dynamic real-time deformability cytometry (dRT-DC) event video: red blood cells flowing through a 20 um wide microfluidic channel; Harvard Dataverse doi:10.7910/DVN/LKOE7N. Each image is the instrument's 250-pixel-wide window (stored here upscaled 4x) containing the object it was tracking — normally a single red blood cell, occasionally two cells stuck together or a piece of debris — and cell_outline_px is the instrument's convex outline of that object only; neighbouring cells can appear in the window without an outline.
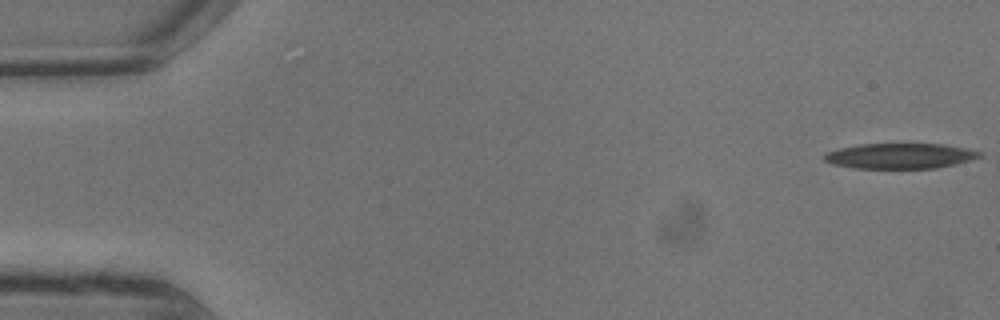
{"species": "common noctule bat (a hibernating species)", "species_latin": "Nyctalus noctula", "temperature_condition": "warm", "stored_images_in_passage": 7, "camera_frame_rate_fps": 3000, "um_per_image_px": 0.085, "animal": {"sex": "male", "body_mass_g": 13.3}, "frame": {"image": 1, "passage_image": 1, "time_ms": 0.0, "image_size_px": [1000, 320], "cell_outline_px": [[984, 156], [972, 160], [936, 168], [856, 168], [832, 164], [824, 160], [824, 156], [828, 152], [840, 148], [860, 144], [944, 144], [968, 148], [984, 152]], "centroid_in_image_um": [76.59, 13.25], "position_along_channel_um": 8.4, "area_um2": 23.0}}